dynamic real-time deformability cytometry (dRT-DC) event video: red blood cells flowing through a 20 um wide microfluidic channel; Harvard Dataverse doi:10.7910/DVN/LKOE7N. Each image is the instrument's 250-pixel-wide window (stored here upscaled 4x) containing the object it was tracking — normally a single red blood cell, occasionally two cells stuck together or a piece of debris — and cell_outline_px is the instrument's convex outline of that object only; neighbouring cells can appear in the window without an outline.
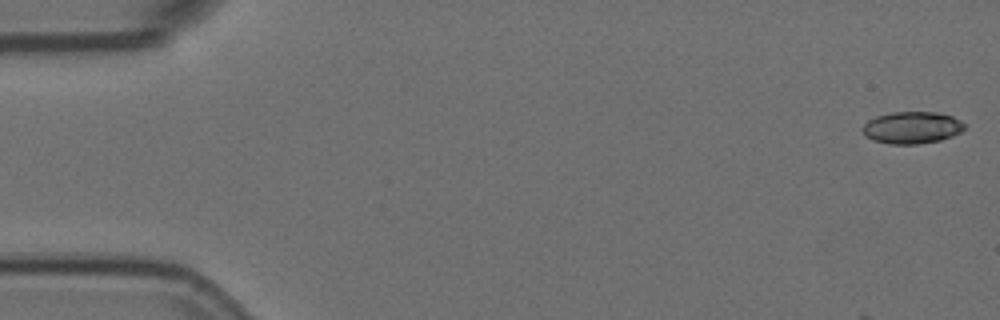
{"species": "Egyptian fruit bat (a non-hibernating species)", "species_latin": "Rousettus aegyptiacus", "temperature_condition": "room temperature", "stored_images_in_passage": 13, "camera_frame_rate_fps": 3000, "um_per_image_px": 0.085, "animal": {"sex": "female"}, "frame": {"image": 1, "passage_image": 1, "time_ms": 0.0, "image_size_px": [1000, 320], "cell_outline_px": [[964, 128], [960, 132], [952, 136], [940, 140], [916, 144], [888, 144], [872, 140], [864, 136], [864, 124], [868, 120], [876, 116], [892, 112], [936, 112], [952, 116], [960, 120], [964, 124]], "centroid_in_image_um": [77.5, 10.85], "position_along_channel_um": 7.5, "area_um2": 18.96}}